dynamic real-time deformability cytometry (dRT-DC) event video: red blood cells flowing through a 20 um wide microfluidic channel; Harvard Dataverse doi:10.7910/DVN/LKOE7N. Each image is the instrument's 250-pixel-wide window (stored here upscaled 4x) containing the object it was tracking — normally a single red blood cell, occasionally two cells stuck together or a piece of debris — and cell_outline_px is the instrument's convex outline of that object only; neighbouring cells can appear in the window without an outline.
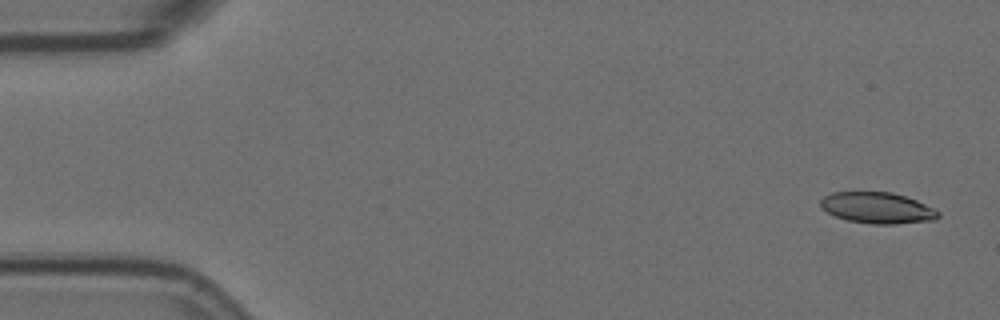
{"species": "Egyptian fruit bat (a non-hibernating species)", "species_latin": "Rousettus aegyptiacus", "temperature_condition": "room temperature", "stored_images_in_passage": 4, "camera_frame_rate_fps": 3000, "um_per_image_px": 0.085, "animal": {"sex": "female"}, "frame": {"image": 1, "passage_image": 1, "time_ms": 0.0, "image_size_px": [1000, 320], "cell_outline_px": [[940, 216], [936, 220], [896, 224], [872, 224], [848, 220], [836, 216], [828, 212], [820, 204], [820, 200], [824, 196], [832, 192], [892, 192], [916, 200], [940, 212]], "centroid_in_image_um": [74.6, 17.67], "position_along_channel_um": 10.4, "area_um2": 21.21}}